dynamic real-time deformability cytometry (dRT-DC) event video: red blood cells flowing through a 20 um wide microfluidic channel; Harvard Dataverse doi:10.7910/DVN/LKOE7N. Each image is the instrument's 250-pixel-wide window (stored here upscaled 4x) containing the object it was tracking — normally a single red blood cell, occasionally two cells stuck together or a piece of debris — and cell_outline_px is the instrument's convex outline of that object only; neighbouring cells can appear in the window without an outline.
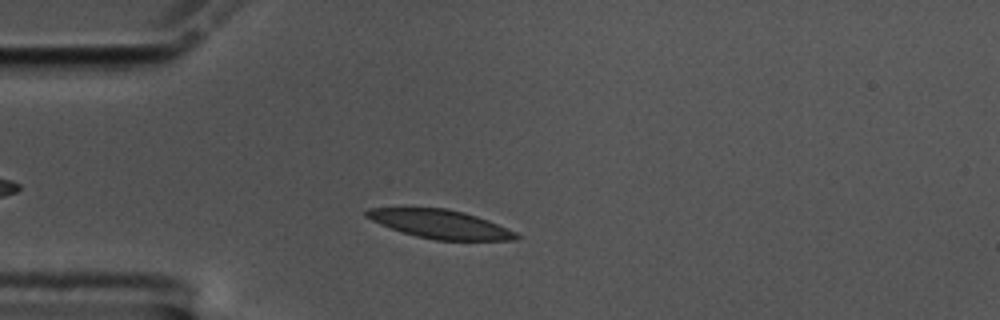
{"species": "common noctule bat (a hibernating species)", "species_latin": "Nyctalus noctula", "temperature_condition": "cold", "stored_images_in_passage": 41, "camera_frame_rate_fps": 3000, "um_per_image_px": 0.085, "animal": {"sex": "male", "body_mass_g": 17.5, "forearm_length_mm": 52.3}, "frame": {"image": 1, "passage_image": 9, "time_ms": 2.667, "image_size_px": [1000, 320], "cell_outline_px": [[520, 236], [516, 240], [436, 240], [416, 236], [380, 224], [364, 216], [364, 212], [368, 208], [448, 208], [464, 212], [488, 220], [516, 232]], "centroid_in_image_um": [37.42, 19.04], "position_along_channel_um": 47.6, "area_um2": 24.74}}
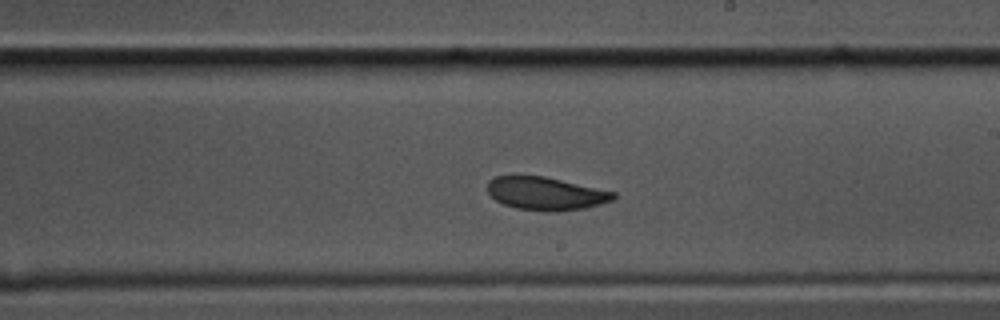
{"frame": {"image": 2, "passage_image": 27, "time_ms": 8.667, "image_size_px": [1000, 320], "cell_outline_px": [[616, 196], [612, 200], [600, 204], [584, 208], [552, 212], [548, 212], [516, 208], [504, 204], [496, 200], [488, 192], [488, 180], [496, 176], [544, 176], [616, 192]], "centroid_in_image_um": [46.39, 16.45], "position_along_channel_um": 242.6, "area_um2": 24.1}}
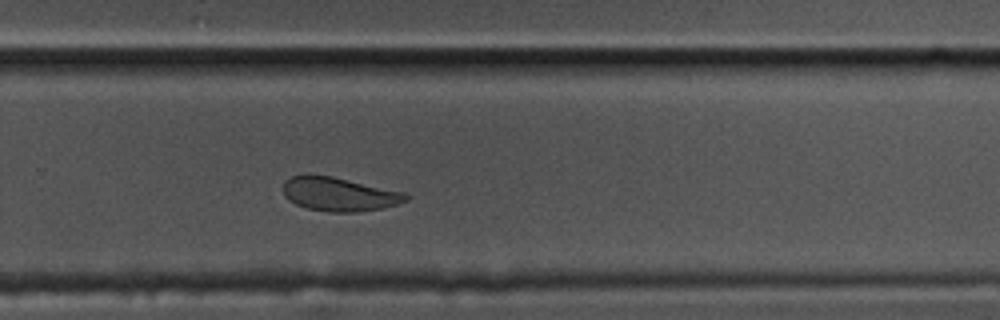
{"frame": {"image": 3, "passage_image": 32, "time_ms": 10.333, "image_size_px": [1000, 320], "cell_outline_px": [[408, 200], [396, 204], [380, 208], [356, 212], [332, 212], [308, 208], [296, 204], [288, 200], [284, 196], [284, 180], [292, 176], [308, 172], [332, 176], [404, 192], [408, 196]], "centroid_in_image_um": [28.76, 16.47], "position_along_channel_um": 301.0, "area_um2": 24.28}, "authors_computed_cell_mechanics": {"area_um2": 24.9696, "velocity_mm_per_s": 3.4969, "shape_relaxation_time_tau1_ms": 3.201, "shape_relaxation_time_tau2_ms": 2.5129, "deformation_change_tau1": 0.0981, "deformation_change_tau2": 0.0691}}